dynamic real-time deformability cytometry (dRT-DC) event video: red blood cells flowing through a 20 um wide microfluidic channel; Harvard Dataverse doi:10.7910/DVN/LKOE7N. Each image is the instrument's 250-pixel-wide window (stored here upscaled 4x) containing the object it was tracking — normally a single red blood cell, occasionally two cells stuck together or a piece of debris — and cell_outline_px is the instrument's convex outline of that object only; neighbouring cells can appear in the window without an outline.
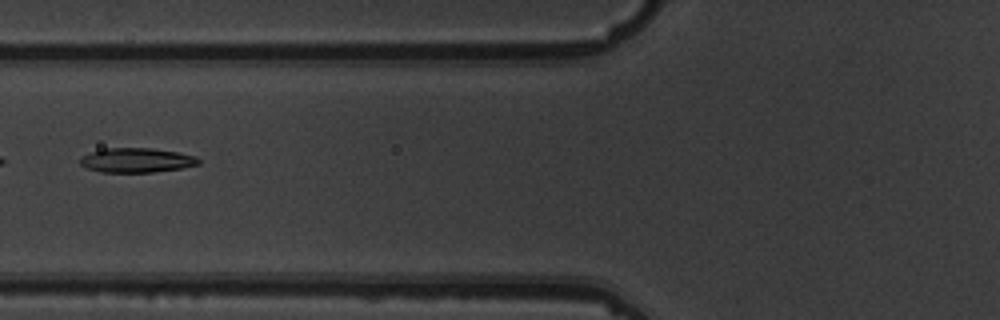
{"species": "common noctule bat (a hibernating species)", "species_latin": "Nyctalus noctula", "temperature_condition": "warm", "stored_images_in_passage": 6, "camera_frame_rate_fps": 3000, "um_per_image_px": 0.085, "animal": {"sex": "male", "body_mass_g": 19.5, "forearm_length_mm": 54.6}, "frame": {"image": 1, "passage_image": 6, "time_ms": 6.0, "image_size_px": [1000, 320], "cell_outline_px": [[200, 164], [180, 168], [152, 172], [100, 172], [88, 168], [80, 164], [80, 160], [84, 156], [92, 152], [104, 148], [152, 148], [176, 152], [196, 156], [200, 160]], "centroid_in_image_um": [11.63, 13.62], "position_along_channel_um": 114.2, "area_um2": 16.7}}